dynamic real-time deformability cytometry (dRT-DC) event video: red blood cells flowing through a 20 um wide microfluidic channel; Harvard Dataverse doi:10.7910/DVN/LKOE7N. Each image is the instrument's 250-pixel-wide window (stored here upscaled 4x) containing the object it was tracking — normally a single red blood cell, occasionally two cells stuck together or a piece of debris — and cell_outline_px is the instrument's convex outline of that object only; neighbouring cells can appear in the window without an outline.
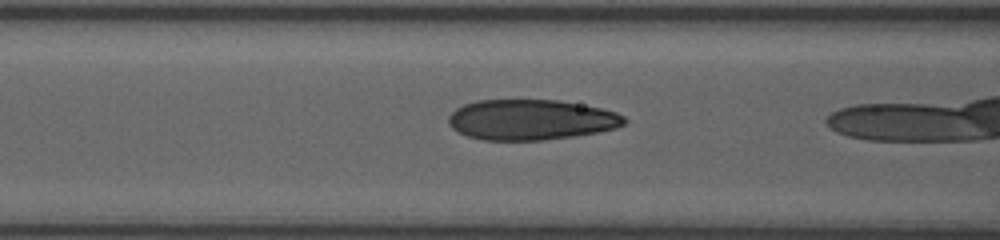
{"species": "human", "species_latin": "Homo sapiens", "temperature_condition": "room temperature", "stored_images_in_passage": 25, "camera_frame_rate_fps": 3000, "um_per_image_px": 0.085, "donor": {"sex": "female"}, "frame": {"image": 1, "passage_image": 23, "time_ms": 6.0, "image_size_px": [1000, 240], "cell_outline_px": [[628, 120], [624, 124], [616, 128], [596, 132], [572, 136], [544, 140], [484, 140], [468, 136], [452, 128], [448, 124], [448, 116], [456, 108], [464, 104], [476, 100], [560, 100], [600, 108], [616, 112], [624, 116]], "centroid_in_image_um": [45.12, 10.17], "position_along_channel_um": 121.5, "area_um2": 41.38}}